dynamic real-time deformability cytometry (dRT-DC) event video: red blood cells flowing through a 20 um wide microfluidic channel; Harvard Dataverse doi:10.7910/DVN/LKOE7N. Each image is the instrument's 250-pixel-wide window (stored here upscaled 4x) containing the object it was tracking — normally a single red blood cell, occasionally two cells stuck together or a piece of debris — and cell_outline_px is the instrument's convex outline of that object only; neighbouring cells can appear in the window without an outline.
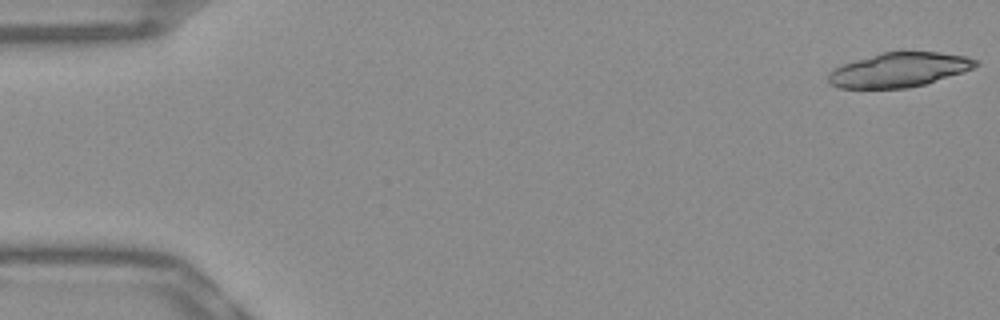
{"species": "Egyptian fruit bat (a non-hibernating species)", "species_latin": "Rousettus aegyptiacus", "temperature_condition": "warm", "stored_images_in_passage": 22, "camera_frame_rate_fps": 3000, "um_per_image_px": 0.085, "frame": {"image": 1, "passage_image": 1, "time_ms": 0.0, "image_size_px": [1000, 320], "cell_outline_px": [[980, 64], [964, 72], [924, 84], [908, 88], [840, 88], [828, 84], [828, 72], [840, 64], [880, 52], [940, 52], [968, 56], [980, 60]], "centroid_in_image_um": [76.41, 5.93], "position_along_channel_um": 8.6, "area_um2": 29.88}}
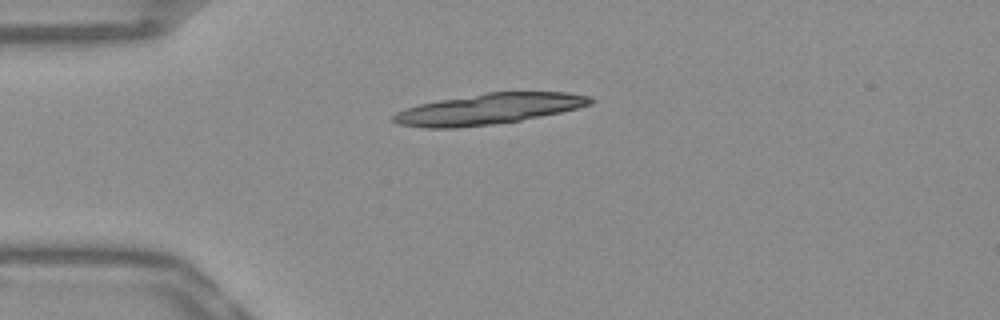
{"frame": {"image": 2, "passage_image": 13, "time_ms": 4.0, "image_size_px": [1000, 320], "cell_outline_px": [[596, 100], [592, 104], [560, 112], [520, 120], [496, 124], [456, 128], [424, 128], [400, 124], [392, 120], [392, 116], [396, 112], [420, 104], [440, 100], [488, 92], [568, 92], [592, 96]], "centroid_in_image_um": [41.58, 9.26], "position_along_channel_um": 43.4, "area_um2": 35.14}}